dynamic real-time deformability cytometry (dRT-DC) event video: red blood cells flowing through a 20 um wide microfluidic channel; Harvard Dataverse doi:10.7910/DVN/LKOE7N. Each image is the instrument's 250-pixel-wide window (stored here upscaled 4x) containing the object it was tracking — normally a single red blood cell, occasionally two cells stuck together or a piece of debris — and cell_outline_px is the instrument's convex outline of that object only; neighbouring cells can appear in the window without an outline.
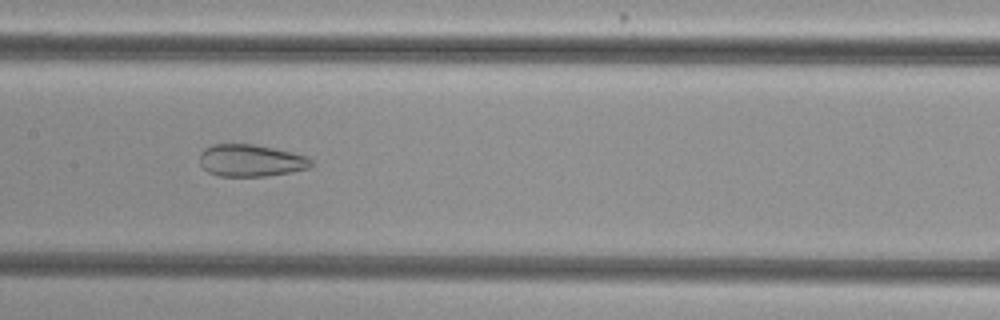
{"species": "common noctule bat (a hibernating species)", "species_latin": "Nyctalus noctula", "temperature_condition": "cold", "stored_images_in_passage": 33, "camera_frame_rate_fps": 3000, "um_per_image_px": 0.085, "animal": {"sex": "female", "body_mass_g": 29.2, "forearm_length_mm": 56.3}, "frame": {"image": 1, "passage_image": 14, "time_ms": 4.333, "image_size_px": [1000, 320], "cell_outline_px": [[312, 164], [308, 168], [292, 172], [264, 176], [220, 176], [208, 172], [200, 164], [200, 152], [204, 148], [212, 144], [252, 144], [292, 152], [308, 156], [312, 160]], "centroid_in_image_um": [21.31, 13.64], "position_along_channel_um": 186.1, "area_um2": 20.87}}
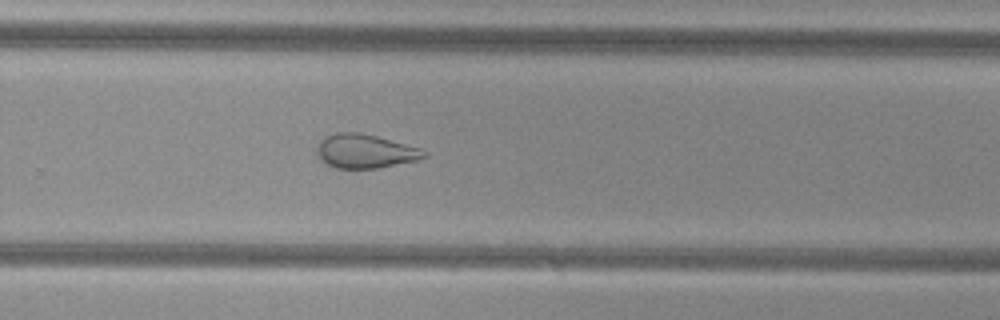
{"frame": {"image": 2, "passage_image": 23, "time_ms": 7.333, "image_size_px": [1000, 320], "cell_outline_px": [[428, 156], [416, 160], [380, 168], [336, 168], [320, 160], [316, 152], [316, 148], [320, 140], [324, 136], [336, 132], [360, 132], [376, 136], [420, 148], [428, 152]], "centroid_in_image_um": [31.01, 12.85], "position_along_channel_um": 298.8, "area_um2": 21.27}, "authors_computed_cell_mechanics": {"area_um2": 22.831, "velocity_mm_per_s": 3.767, "shape_relaxation_time_tau1_ms": null, "shape_relaxation_time_tau2_ms": 2.3023, "deformation_change_tau1": null, "deformation_change_tau2": 0.0991}}